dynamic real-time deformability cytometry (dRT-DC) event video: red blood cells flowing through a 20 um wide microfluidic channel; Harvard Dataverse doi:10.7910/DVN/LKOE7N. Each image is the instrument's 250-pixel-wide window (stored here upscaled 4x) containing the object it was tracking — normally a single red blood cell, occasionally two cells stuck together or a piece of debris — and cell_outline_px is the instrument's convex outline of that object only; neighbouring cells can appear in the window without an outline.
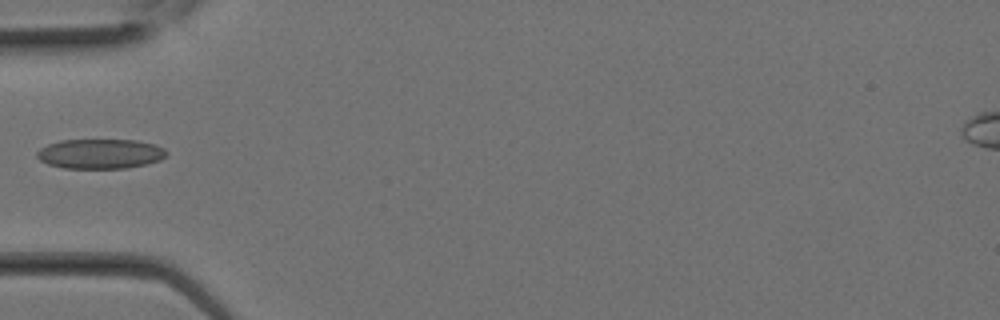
{"species": "Egyptian fruit bat (a non-hibernating species)", "species_latin": "Rousettus aegyptiacus", "temperature_condition": "room temperature", "stored_images_in_passage": 24, "camera_frame_rate_fps": 3000, "um_per_image_px": 0.085, "animal": {"sex": "female"}, "frame": {"image": 1, "passage_image": 6, "time_ms": 1.667, "image_size_px": [1000, 320], "cell_outline_px": [[168, 152], [160, 160], [148, 164], [128, 168], [64, 168], [48, 164], [40, 160], [36, 156], [36, 152], [40, 148], [48, 144], [60, 140], [136, 140], [156, 144], [164, 148]], "centroid_in_image_um": [8.53, 13.07], "position_along_channel_um": 76.5, "area_um2": 22.6}}
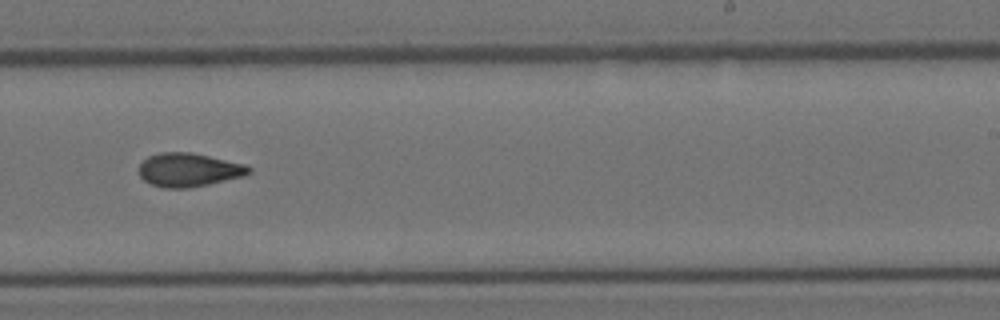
{"frame": {"image": 2, "passage_image": 14, "time_ms": 4.333, "image_size_px": [1000, 320], "cell_outline_px": [[252, 172], [244, 176], [208, 184], [188, 188], [164, 188], [152, 184], [144, 180], [140, 176], [140, 164], [148, 156], [160, 152], [192, 152], [244, 164], [252, 168]], "centroid_in_image_um": [16.06, 14.43], "position_along_channel_um": 272.9, "area_um2": 21.44}}
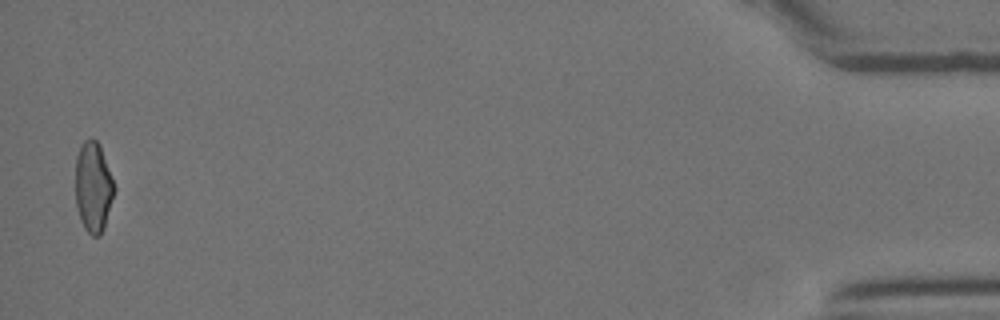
{"frame": {"image": 3, "passage_image": 24, "time_ms": 7.667, "image_size_px": [1000, 320], "cell_outline_px": [[116, 188], [104, 228], [100, 236], [92, 236], [84, 228], [80, 220], [76, 204], [76, 156], [80, 144], [84, 140], [92, 136], [100, 144]], "centroid_in_image_um": [7.93, 15.87], "position_along_channel_um": 427.3, "area_um2": 20.69}}